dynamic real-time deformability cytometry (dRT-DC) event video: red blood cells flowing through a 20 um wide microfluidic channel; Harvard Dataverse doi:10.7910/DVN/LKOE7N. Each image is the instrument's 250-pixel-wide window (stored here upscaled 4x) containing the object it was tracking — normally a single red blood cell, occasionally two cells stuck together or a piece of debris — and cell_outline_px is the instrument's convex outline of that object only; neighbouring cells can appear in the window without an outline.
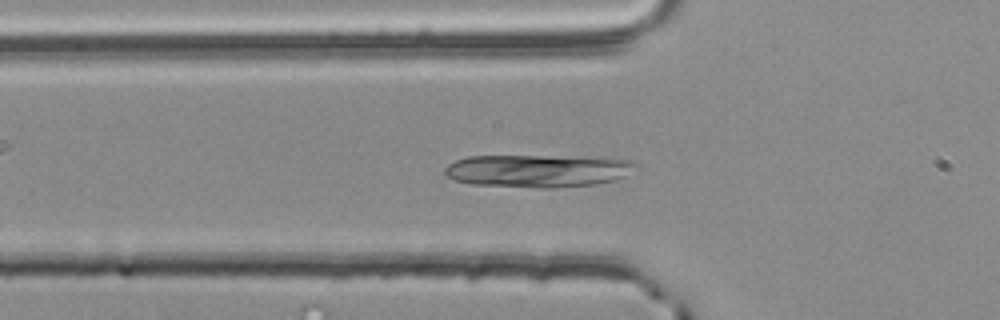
{"species": "common noctule bat (a hibernating species)", "species_latin": "Nyctalus noctula", "temperature_condition": "room temperature", "stored_images_in_passage": 43, "camera_frame_rate_fps": 3000, "um_per_image_px": 0.085, "animal": {"sex": "male", "body_mass_g": 20.4}, "frame": {"image": 1, "passage_image": 6, "time_ms": 1.667, "image_size_px": [1000, 320], "cell_outline_px": [[636, 164], [624, 176], [616, 180], [596, 184], [552, 188], [536, 188], [472, 184], [456, 180], [444, 176], [444, 168], [448, 164], [456, 160], [468, 156], [596, 156], [632, 160]], "centroid_in_image_um": [45.71, 14.51], "position_along_channel_um": 80.1, "area_um2": 36.76}}
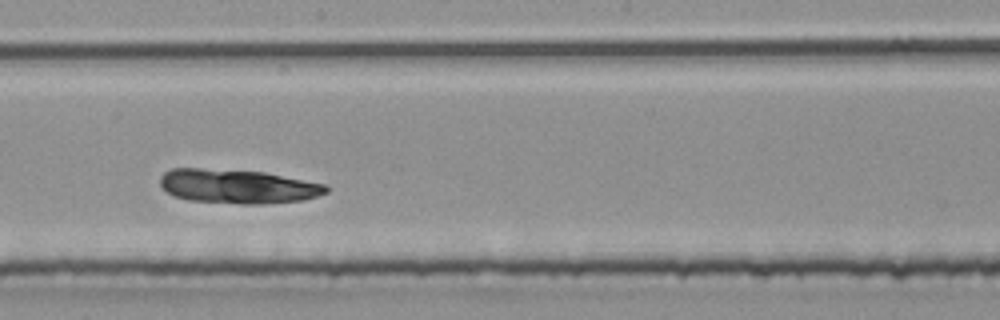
{"frame": {"image": 2, "passage_image": 18, "time_ms": 5.667, "image_size_px": [1000, 320], "cell_outline_px": [[328, 192], [304, 200], [264, 204], [244, 204], [188, 200], [172, 196], [160, 184], [160, 176], [164, 172], [172, 168], [200, 168], [264, 172], [324, 184], [328, 188]], "centroid_in_image_um": [20.17, 15.84], "position_along_channel_um": 228.0, "area_um2": 32.95}}
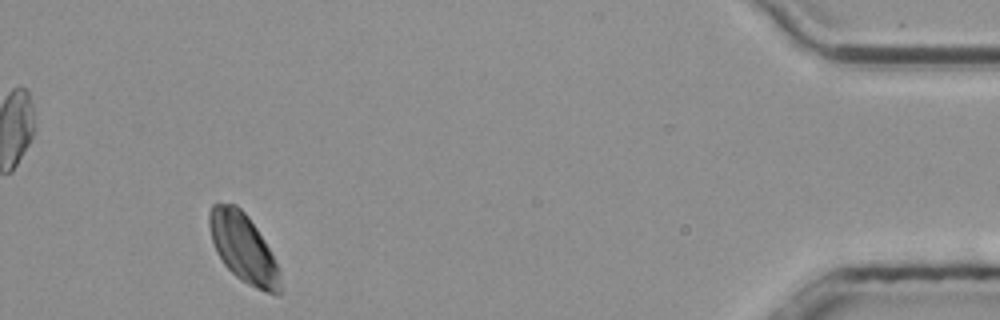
{"frame": {"image": 3, "passage_image": 39, "time_ms": 12.667, "image_size_px": [1000, 320], "cell_outline_px": [[284, 292], [276, 296], [256, 288], [240, 280], [224, 264], [216, 252], [212, 240], [208, 224], [208, 212], [212, 204], [236, 204], [248, 216], [264, 240], [280, 272]], "centroid_in_image_um": [20.7, 21.12], "position_along_channel_um": 414.5, "area_um2": 28.5}}